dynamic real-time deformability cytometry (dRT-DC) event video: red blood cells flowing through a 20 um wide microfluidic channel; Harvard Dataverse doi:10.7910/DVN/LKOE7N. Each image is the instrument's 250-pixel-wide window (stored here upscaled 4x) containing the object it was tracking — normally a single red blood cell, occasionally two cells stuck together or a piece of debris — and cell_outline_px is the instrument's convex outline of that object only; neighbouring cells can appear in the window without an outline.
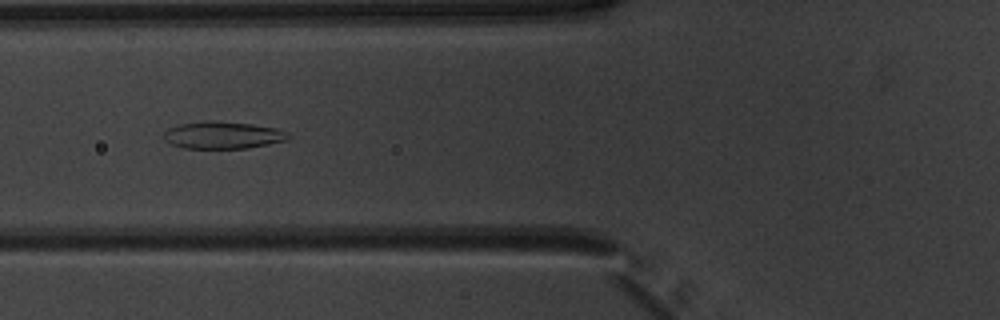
{"species": "common noctule bat (a hibernating species)", "species_latin": "Nyctalus noctula", "temperature_condition": "warm", "stored_images_in_passage": 33, "camera_frame_rate_fps": 3000, "um_per_image_px": 0.085, "animal": {"sex": "male", "body_mass_g": 20.1, "forearm_length_mm": 53.5}, "frame": {"image": 1, "passage_image": 2, "time_ms": 0.333, "image_size_px": [1000, 320], "cell_outline_px": [[292, 136], [288, 140], [248, 148], [184, 148], [172, 144], [164, 140], [164, 132], [168, 128], [180, 124], [208, 120], [212, 120], [252, 124], [276, 128], [288, 132]], "centroid_in_image_um": [18.96, 11.48], "position_along_channel_um": 106.8, "area_um2": 19.83}}
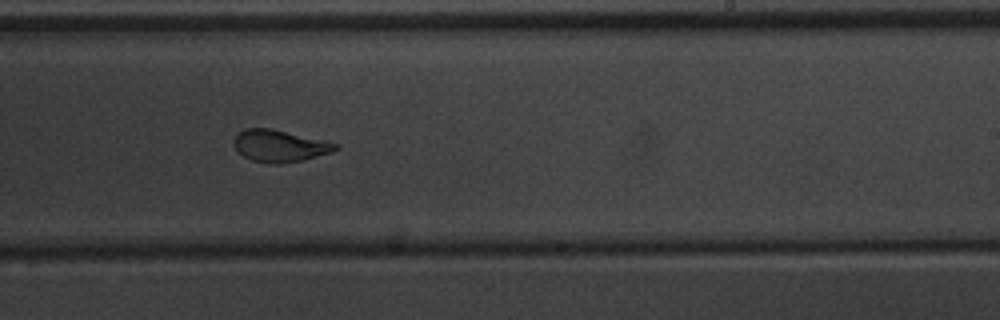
{"frame": {"image": 2, "passage_image": 14, "time_ms": 4.333, "image_size_px": [1000, 320], "cell_outline_px": [[340, 148], [332, 152], [304, 160], [276, 164], [252, 160], [244, 156], [232, 144], [232, 140], [244, 128], [272, 128], [324, 140], [340, 144]], "centroid_in_image_um": [23.8, 12.39], "position_along_channel_um": 265.2, "area_um2": 18.96}}
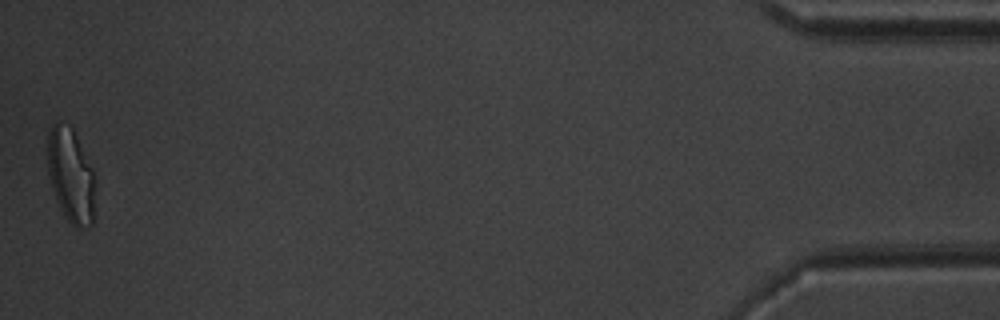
{"frame": {"image": 3, "passage_image": 33, "time_ms": 10.667, "image_size_px": [1000, 320], "cell_outline_px": [[92, 224], [80, 228], [76, 228], [68, 220], [52, 188], [48, 176], [48, 132], [56, 124], [72, 128], [92, 168]], "centroid_in_image_um": [5.98, 14.92], "position_along_channel_um": 429.2, "area_um2": 24.62}, "authors_computed_cell_mechanics": {"area_um2": 19.8254, "velocity_mm_per_s": 3.9495, "shape_relaxation_time_tau1_ms": 2.9898, "shape_relaxation_time_tau2_ms": 0.4823, "deformation_change_tau1": 0.1437, "deformation_change_tau2": 0.0629}}